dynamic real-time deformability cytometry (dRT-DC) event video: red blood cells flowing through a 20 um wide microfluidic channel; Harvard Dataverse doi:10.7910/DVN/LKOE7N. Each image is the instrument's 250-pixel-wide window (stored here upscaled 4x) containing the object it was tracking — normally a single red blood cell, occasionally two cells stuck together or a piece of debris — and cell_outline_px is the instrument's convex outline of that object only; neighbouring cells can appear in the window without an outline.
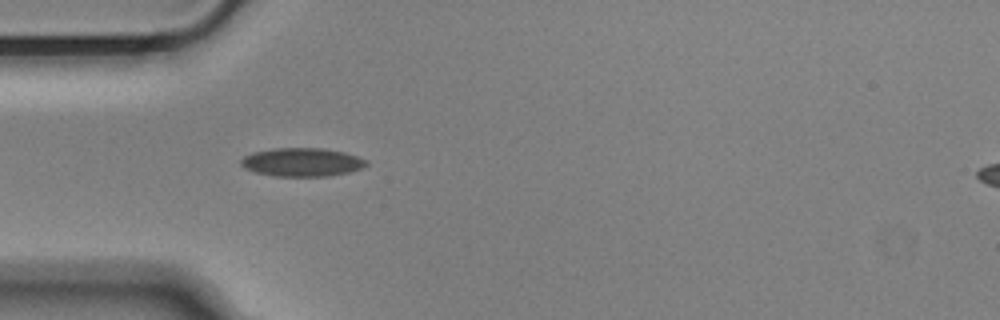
{"species": "Egyptian fruit bat (a non-hibernating species)", "species_latin": "Rousettus aegyptiacus", "temperature_condition": "cold", "stored_images_in_passage": 12, "camera_frame_rate_fps": 3000, "um_per_image_px": 0.085, "animal": {"sex": "male"}, "frame": {"image": 1, "passage_image": 6, "time_ms": 1.667, "image_size_px": [1000, 320], "cell_outline_px": [[368, 164], [360, 168], [348, 172], [328, 176], [272, 176], [256, 172], [244, 168], [240, 164], [240, 160], [244, 156], [252, 152], [276, 148], [320, 148], [344, 152], [368, 160]], "centroid_in_image_um": [25.64, 13.78], "position_along_channel_um": 59.4, "area_um2": 20.75}}
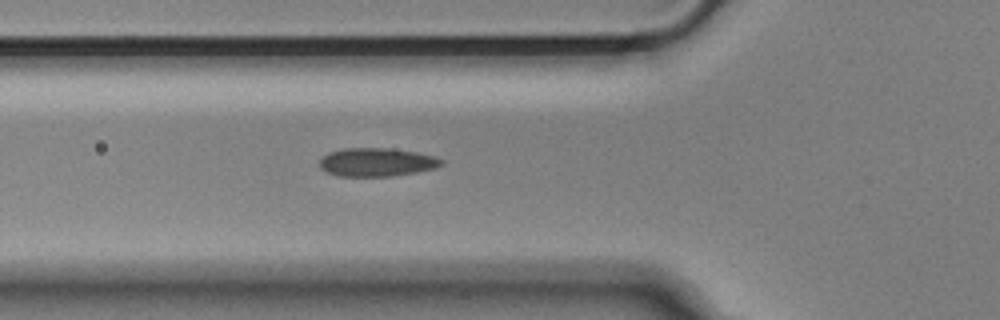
{"frame": {"image": 2, "passage_image": 9, "time_ms": 2.667, "image_size_px": [1000, 320], "cell_outline_px": [[444, 164], [436, 168], [416, 172], [392, 176], [336, 176], [320, 168], [320, 160], [328, 152], [344, 148], [384, 148], [416, 152], [436, 156], [444, 160]], "centroid_in_image_um": [32.05, 13.79], "position_along_channel_um": 93.8, "area_um2": 20.23}}